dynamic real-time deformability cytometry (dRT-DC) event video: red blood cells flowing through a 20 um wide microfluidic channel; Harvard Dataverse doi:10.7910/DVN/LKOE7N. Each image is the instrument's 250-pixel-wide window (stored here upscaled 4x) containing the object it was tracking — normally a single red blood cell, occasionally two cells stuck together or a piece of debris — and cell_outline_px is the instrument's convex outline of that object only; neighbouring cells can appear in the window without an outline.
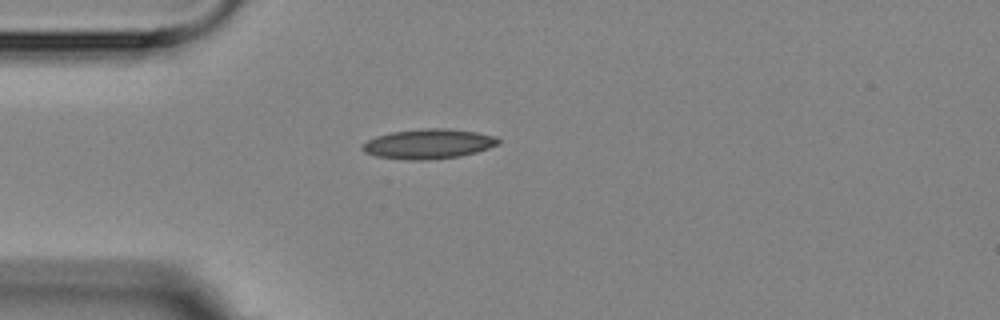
{"species": "Egyptian fruit bat (a non-hibernating species)", "species_latin": "Rousettus aegyptiacus", "temperature_condition": "room temperature", "stored_images_in_passage": 2, "camera_frame_rate_fps": 3000, "um_per_image_px": 0.085, "animal": {"sex": "female"}, "frame": {"image": 1, "passage_image": 1, "time_ms": 0.0, "image_size_px": [1000, 320], "cell_outline_px": [[500, 144], [476, 152], [460, 156], [428, 160], [404, 160], [376, 156], [364, 152], [360, 148], [368, 140], [376, 136], [392, 132], [424, 128], [448, 128], [476, 132], [496, 136], [500, 140]], "centroid_in_image_um": [36.43, 12.23], "position_along_channel_um": 48.6, "area_um2": 23.7}}